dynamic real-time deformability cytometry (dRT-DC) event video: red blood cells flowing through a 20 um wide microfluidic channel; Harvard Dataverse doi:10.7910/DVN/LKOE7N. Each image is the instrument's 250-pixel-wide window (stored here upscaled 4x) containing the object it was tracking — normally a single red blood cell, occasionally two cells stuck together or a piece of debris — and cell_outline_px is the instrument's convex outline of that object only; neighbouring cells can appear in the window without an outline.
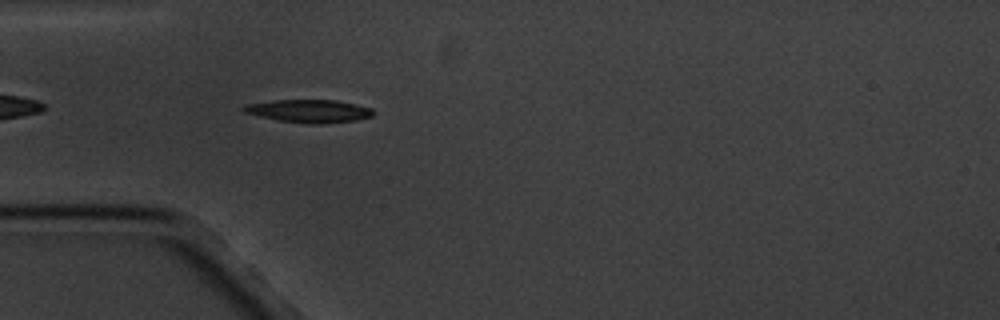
{"species": "common noctule bat (a hibernating species)", "species_latin": "Nyctalus noctula", "temperature_condition": "cold", "stored_images_in_passage": 3, "camera_frame_rate_fps": 3000, "um_per_image_px": 0.085, "animal": {"sex": "male", "body_mass_g": 20.1, "forearm_length_mm": 53.5}, "frame": {"image": 1, "passage_image": 3, "time_ms": 2.333, "image_size_px": [1000, 320], "cell_outline_px": [[376, 112], [372, 116], [356, 120], [320, 124], [308, 124], [280, 120], [260, 116], [244, 112], [240, 108], [248, 104], [272, 100], [336, 100], [372, 108]], "centroid_in_image_um": [26.3, 9.43], "position_along_channel_um": 58.7, "area_um2": 17.22}}